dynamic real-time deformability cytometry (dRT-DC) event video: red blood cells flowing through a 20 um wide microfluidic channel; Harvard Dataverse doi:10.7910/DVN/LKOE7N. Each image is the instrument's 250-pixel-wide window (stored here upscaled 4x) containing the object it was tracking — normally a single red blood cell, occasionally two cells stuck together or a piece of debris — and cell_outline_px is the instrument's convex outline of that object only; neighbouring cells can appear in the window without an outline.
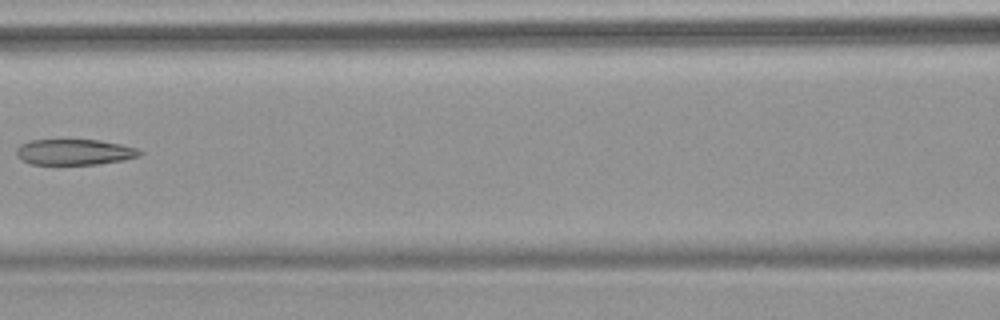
{"species": "common noctule bat (a hibernating species)", "species_latin": "Nyctalus noctula", "temperature_condition": "warm", "stored_images_in_passage": 8, "camera_frame_rate_fps": 3000, "um_per_image_px": 0.085, "animal": {"sex": "female", "body_mass_g": 18.4}, "frame": {"image": 1, "passage_image": 7, "time_ms": 8.0, "image_size_px": [1000, 320], "cell_outline_px": [[144, 152], [140, 156], [124, 160], [96, 164], [32, 164], [20, 160], [16, 152], [16, 148], [20, 144], [28, 140], [100, 140], [120, 144], [136, 148]], "centroid_in_image_um": [6.32, 12.92], "position_along_channel_um": 160.3, "area_um2": 18.55}}
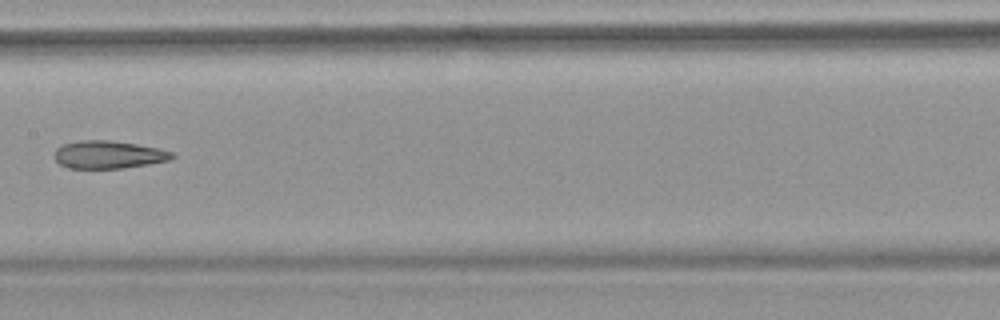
{"frame": {"image": 2, "passage_image": 8, "time_ms": 9.0, "image_size_px": [1000, 320], "cell_outline_px": [[176, 156], [172, 160], [148, 164], [120, 168], [68, 168], [60, 164], [56, 160], [56, 148], [64, 144], [80, 140], [108, 140], [136, 144], [160, 148], [172, 152]], "centroid_in_image_um": [9.27, 13.14], "position_along_channel_um": 198.1, "area_um2": 18.96}}